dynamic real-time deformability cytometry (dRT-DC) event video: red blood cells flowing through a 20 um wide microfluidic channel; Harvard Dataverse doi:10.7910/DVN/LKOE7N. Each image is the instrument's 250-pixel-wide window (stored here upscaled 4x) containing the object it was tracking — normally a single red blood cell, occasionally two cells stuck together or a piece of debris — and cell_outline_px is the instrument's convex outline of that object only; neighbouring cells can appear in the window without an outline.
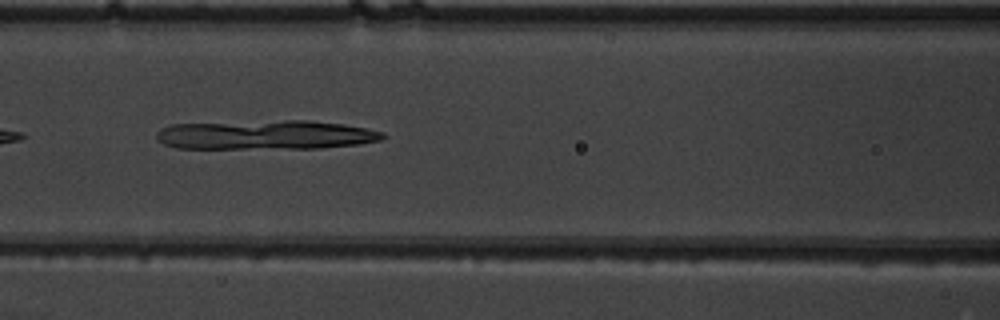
{"species": "common noctule bat (a hibernating species)", "species_latin": "Nyctalus noctula", "temperature_condition": "warm", "stored_images_in_passage": 9, "camera_frame_rate_fps": 3000, "um_per_image_px": 0.085, "animal": {"sex": "male", "body_mass_g": 19.5, "forearm_length_mm": 54.6}, "frame": {"image": 1, "passage_image": 7, "time_ms": 2.0, "image_size_px": [1000, 320], "cell_outline_px": [[388, 136], [380, 140], [356, 144], [320, 148], [176, 148], [164, 144], [156, 140], [156, 132], [160, 128], [172, 124], [284, 120], [308, 120], [344, 124], [384, 132]], "centroid_in_image_um": [22.56, 11.46], "position_along_channel_um": 144.0, "area_um2": 38.61}}
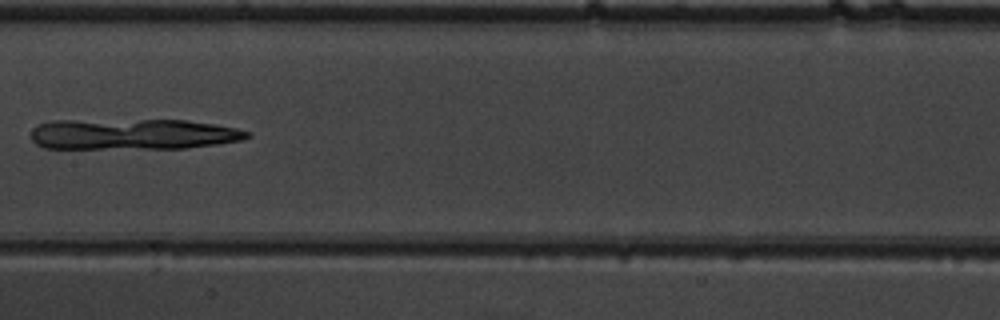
{"frame": {"image": 2, "passage_image": 8, "time_ms": 2.333, "image_size_px": [1000, 320], "cell_outline_px": [[252, 136], [244, 140], [216, 144], [184, 148], [44, 148], [36, 144], [32, 140], [32, 128], [36, 124], [48, 120], [188, 120], [216, 124], [236, 128], [252, 132]], "centroid_in_image_um": [11.31, 11.39], "position_along_channel_um": 196.1, "area_um2": 39.19}}
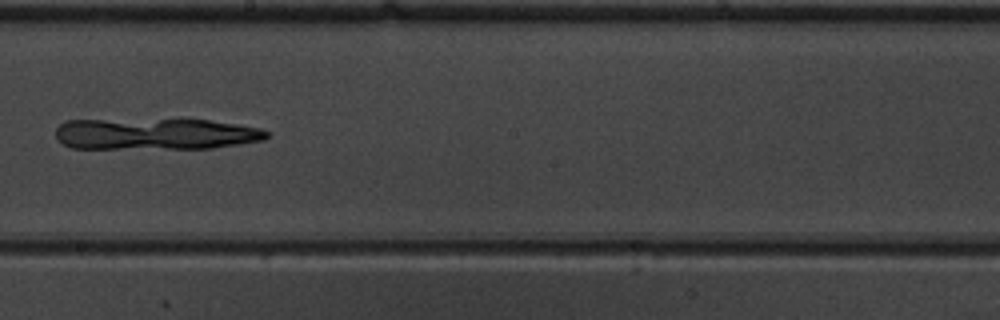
{"frame": {"image": 3, "passage_image": 9, "time_ms": 2.667, "image_size_px": [1000, 320], "cell_outline_px": [[268, 136], [264, 140], [212, 148], [72, 148], [56, 140], [56, 128], [64, 120], [208, 120], [236, 124], [260, 128], [268, 132]], "centroid_in_image_um": [13.19, 11.39], "position_along_channel_um": 235.0, "area_um2": 38.38}}